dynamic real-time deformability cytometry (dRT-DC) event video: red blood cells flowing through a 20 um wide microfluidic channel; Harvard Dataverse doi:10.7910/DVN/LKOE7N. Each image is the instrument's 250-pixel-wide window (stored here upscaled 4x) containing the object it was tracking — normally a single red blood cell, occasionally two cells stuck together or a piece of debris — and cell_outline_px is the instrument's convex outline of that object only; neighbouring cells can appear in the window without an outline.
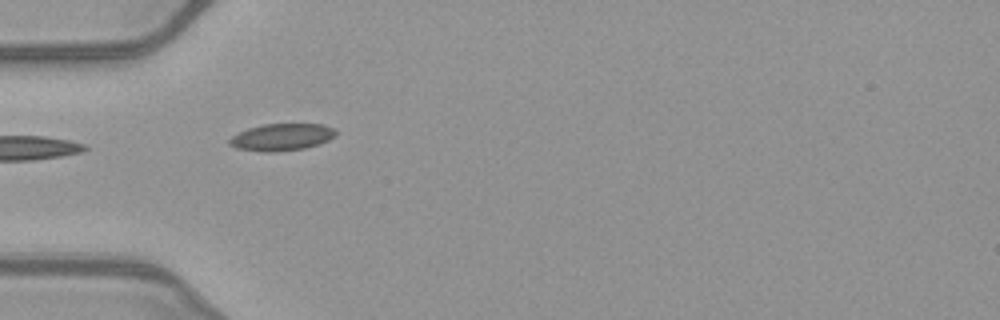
{"species": "common noctule bat (a hibernating species)", "species_latin": "Nyctalus noctula", "temperature_condition": "warm", "stored_images_in_passage": 3, "camera_frame_rate_fps": 3000, "um_per_image_px": 0.085, "animal": {"sex": "female", "body_mass_g": 21.9}, "frame": {"image": 1, "passage_image": 1, "time_ms": 0.0, "image_size_px": [1000, 320], "cell_outline_px": [[336, 132], [328, 140], [304, 148], [272, 152], [264, 152], [236, 148], [228, 144], [228, 140], [232, 136], [248, 128], [264, 124], [324, 124], [332, 128]], "centroid_in_image_um": [23.89, 11.65], "position_along_channel_um": 61.1, "area_um2": 16.47}}